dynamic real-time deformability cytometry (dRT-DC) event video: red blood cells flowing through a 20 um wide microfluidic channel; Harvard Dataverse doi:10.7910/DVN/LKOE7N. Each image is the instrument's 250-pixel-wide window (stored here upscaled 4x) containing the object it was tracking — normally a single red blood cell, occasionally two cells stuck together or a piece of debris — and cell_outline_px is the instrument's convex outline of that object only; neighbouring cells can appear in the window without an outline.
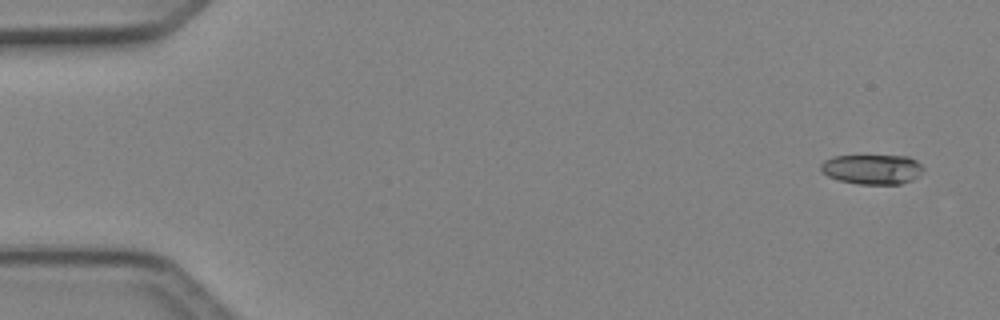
{"species": "Egyptian fruit bat (a non-hibernating species)", "species_latin": "Rousettus aegyptiacus", "temperature_condition": "cold", "stored_images_in_passage": 4, "camera_frame_rate_fps": 3000, "um_per_image_px": 0.085, "animal": {"sex": "female"}, "frame": {"image": 1, "passage_image": 1, "time_ms": 0.0, "image_size_px": [1000, 320], "cell_outline_px": [[924, 172], [912, 180], [900, 184], [860, 184], [840, 180], [828, 176], [820, 172], [820, 164], [824, 160], [832, 156], [908, 156], [916, 160], [924, 168]], "centroid_in_image_um": [74.13, 14.38], "position_along_channel_um": 10.9, "area_um2": 17.92}}
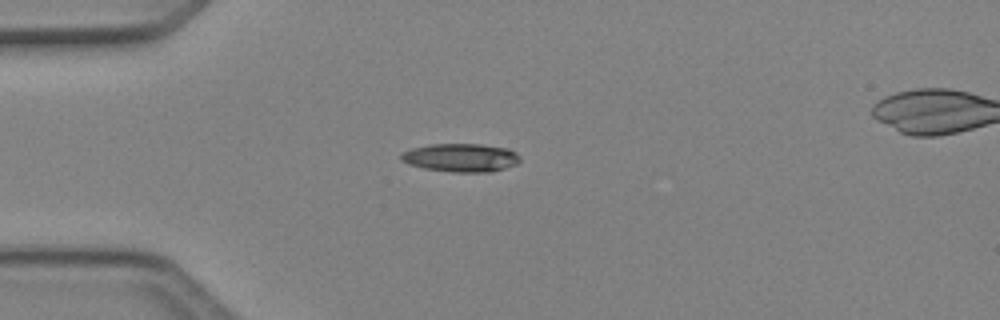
{"frame": {"image": 2, "passage_image": 4, "time_ms": 1.0, "image_size_px": [1000, 320], "cell_outline_px": [[520, 160], [516, 164], [504, 168], [488, 172], [452, 172], [424, 168], [408, 164], [400, 160], [400, 152], [412, 148], [428, 144], [480, 144], [508, 148], [516, 152], [520, 156]], "centroid_in_image_um": [39.14, 13.39], "position_along_channel_um": 45.9, "area_um2": 19.77}}